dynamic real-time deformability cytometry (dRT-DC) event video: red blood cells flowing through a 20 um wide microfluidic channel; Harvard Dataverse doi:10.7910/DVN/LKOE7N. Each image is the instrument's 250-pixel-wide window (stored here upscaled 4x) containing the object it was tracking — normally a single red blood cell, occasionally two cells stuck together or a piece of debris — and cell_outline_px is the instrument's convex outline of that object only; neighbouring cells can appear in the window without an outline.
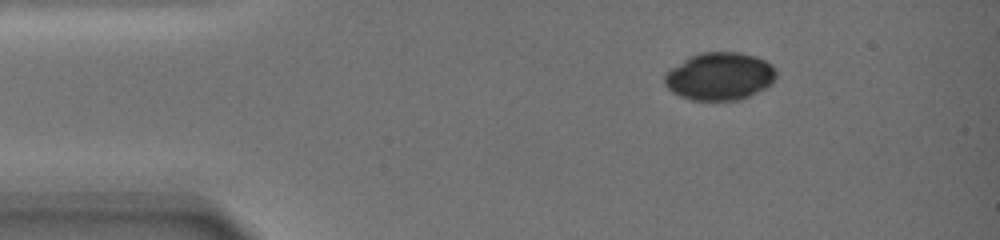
{"species": "common noctule bat (a hibernating species)", "species_latin": "Nyctalus noctula", "temperature_condition": "warm", "stored_images_in_passage": 2, "camera_frame_rate_fps": 3000, "um_per_image_px": 0.085, "animal": {"sex": "female", "body_mass_g": 19.0, "forearm_length_mm": 51.5}, "frame": {"image": 1, "passage_image": 1, "time_ms": 0.0, "image_size_px": [1000, 240], "cell_outline_px": [[776, 76], [772, 84], [740, 100], [688, 100], [672, 92], [664, 84], [664, 72], [688, 56], [700, 52], [740, 52], [756, 56], [772, 64], [776, 72]], "centroid_in_image_um": [61.14, 6.48], "position_along_channel_um": 23.9, "area_um2": 31.39}}